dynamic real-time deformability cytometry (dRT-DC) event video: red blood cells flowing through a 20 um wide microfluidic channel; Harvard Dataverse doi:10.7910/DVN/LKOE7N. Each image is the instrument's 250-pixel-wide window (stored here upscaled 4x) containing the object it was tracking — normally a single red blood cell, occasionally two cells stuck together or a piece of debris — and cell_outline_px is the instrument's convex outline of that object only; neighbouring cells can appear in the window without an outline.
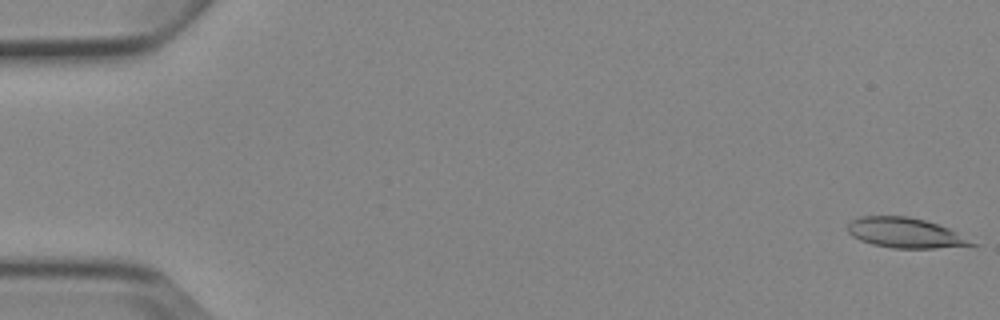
{"species": "Egyptian fruit bat (a non-hibernating species)", "species_latin": "Rousettus aegyptiacus", "temperature_condition": "cold", "stored_images_in_passage": 6, "camera_frame_rate_fps": 3000, "um_per_image_px": 0.085, "animal": {"sex": "female"}, "frame": {"image": 1, "passage_image": 1, "time_ms": 0.0, "image_size_px": [1000, 320], "cell_outline_px": [[976, 244], [936, 248], [892, 248], [872, 244], [860, 240], [852, 236], [848, 232], [848, 224], [852, 220], [860, 216], [904, 216], [924, 220], [948, 228], [956, 232]], "centroid_in_image_um": [76.86, 19.79], "position_along_channel_um": 8.1, "area_um2": 21.27}}
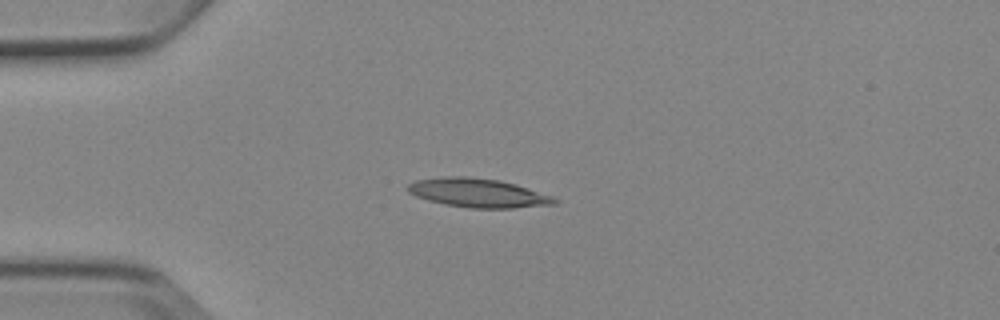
{"frame": {"image": 2, "passage_image": 4, "time_ms": 4.333, "image_size_px": [1000, 320], "cell_outline_px": [[560, 200], [556, 204], [512, 208], [468, 208], [444, 204], [428, 200], [416, 196], [408, 192], [404, 188], [408, 184], [416, 180], [448, 176], [468, 176], [500, 180], [516, 184], [552, 196]], "centroid_in_image_um": [40.62, 16.39], "position_along_channel_um": 44.4, "area_um2": 24.85}}
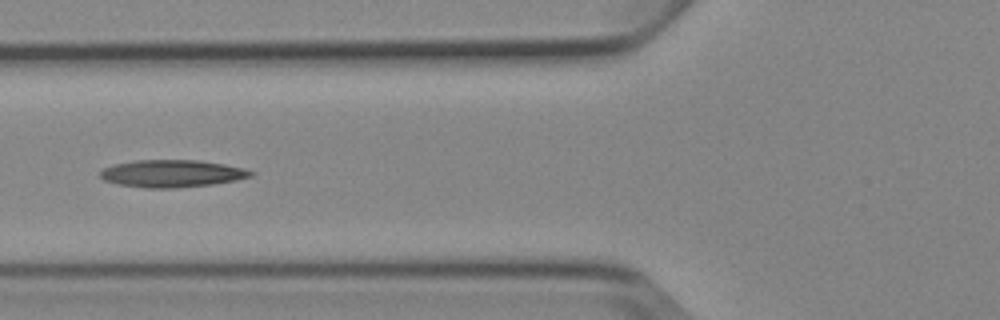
{"frame": {"image": 3, "passage_image": 6, "time_ms": 6.667, "image_size_px": [1000, 320], "cell_outline_px": [[256, 172], [252, 176], [236, 180], [212, 184], [172, 188], [144, 188], [116, 184], [104, 180], [100, 176], [100, 172], [104, 168], [112, 164], [136, 160], [200, 160], [224, 164], [244, 168]], "centroid_in_image_um": [14.61, 14.74], "position_along_channel_um": 111.2, "area_um2": 24.1}}